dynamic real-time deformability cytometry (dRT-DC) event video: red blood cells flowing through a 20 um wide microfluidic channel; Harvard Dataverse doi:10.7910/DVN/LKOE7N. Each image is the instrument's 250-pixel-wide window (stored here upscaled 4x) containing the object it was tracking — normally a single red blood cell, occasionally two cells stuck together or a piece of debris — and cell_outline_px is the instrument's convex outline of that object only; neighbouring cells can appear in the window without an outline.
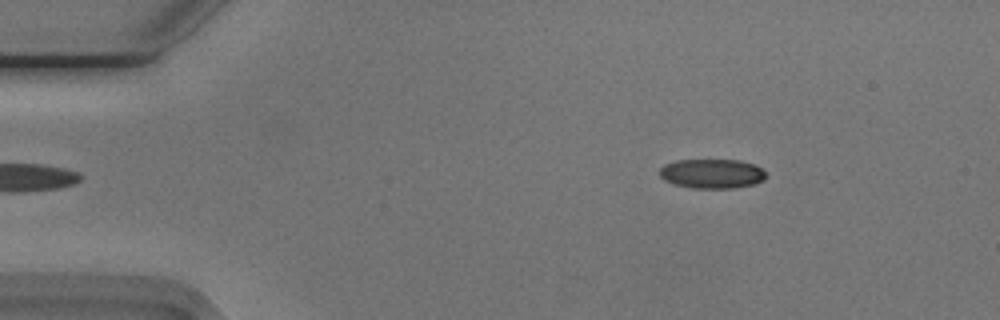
{"species": "Egyptian fruit bat (a non-hibernating species)", "species_latin": "Rousettus aegyptiacus", "temperature_condition": "cold", "stored_images_in_passage": 50, "camera_frame_rate_fps": 3000, "um_per_image_px": 0.085, "animal": {"sex": "male"}, "frame": {"image": 1, "passage_image": 4, "time_ms": 1.0, "image_size_px": [1000, 320], "cell_outline_px": [[768, 176], [764, 180], [756, 184], [736, 188], [692, 188], [672, 184], [664, 180], [660, 176], [660, 168], [664, 164], [676, 160], [740, 160], [756, 164]], "centroid_in_image_um": [60.53, 14.76], "position_along_channel_um": 24.5, "area_um2": 18.55}}
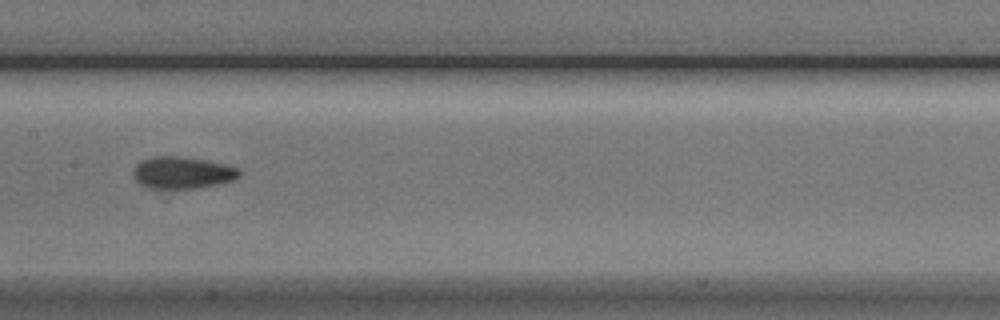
{"frame": {"image": 2, "passage_image": 23, "time_ms": 7.333, "image_size_px": [1000, 320], "cell_outline_px": [[240, 176], [236, 180], [220, 184], [200, 188], [148, 188], [140, 184], [132, 176], [132, 168], [140, 160], [152, 156], [176, 156], [204, 160], [224, 164], [240, 168]], "centroid_in_image_um": [15.49, 14.68], "position_along_channel_um": 191.9, "area_um2": 20.06}}
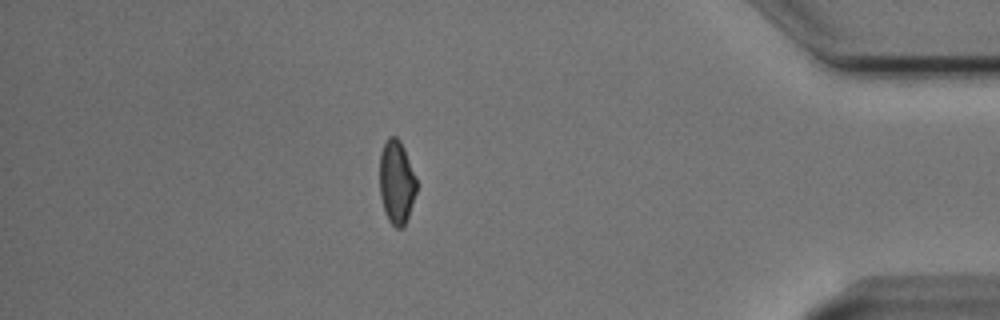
{"frame": {"image": 3, "passage_image": 43, "time_ms": 14.0, "image_size_px": [1000, 320], "cell_outline_px": [[416, 192], [408, 216], [404, 224], [400, 228], [396, 228], [388, 220], [384, 212], [380, 196], [380, 152], [388, 136], [396, 136], [400, 140], [404, 148], [416, 180]], "centroid_in_image_um": [33.68, 15.47], "position_along_channel_um": 401.5, "area_um2": 17.8}, "authors_computed_cell_mechanics": {"area_um2": 19.0162, "velocity_mm_per_s": 3.7763, "shape_relaxation_time_tau1_ms": 6.4627, "shape_relaxation_time_tau2_ms": 2.8035, "deformation_change_tau1": 0.1484, "deformation_change_tau2": 0.0733}}